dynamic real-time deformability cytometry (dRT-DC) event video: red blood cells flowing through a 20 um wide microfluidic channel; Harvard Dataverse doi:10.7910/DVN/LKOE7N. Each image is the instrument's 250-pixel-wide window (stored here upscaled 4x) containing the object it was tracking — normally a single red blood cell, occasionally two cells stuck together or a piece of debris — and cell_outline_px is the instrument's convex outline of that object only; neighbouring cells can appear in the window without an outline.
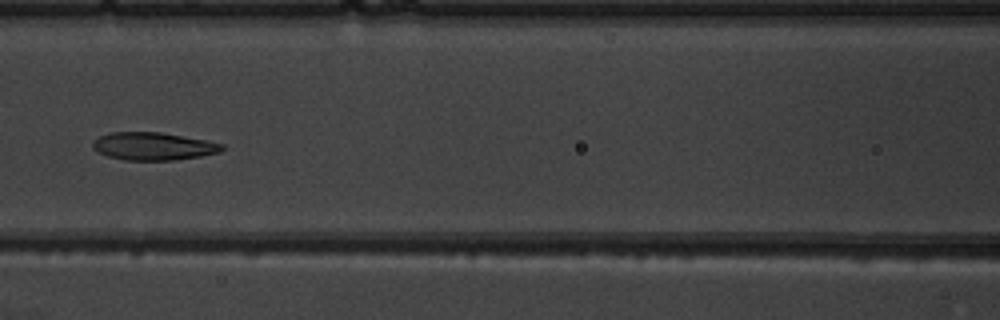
{"species": "common noctule bat (a hibernating species)", "species_latin": "Nyctalus noctula", "temperature_condition": "warm", "stored_images_in_passage": 7, "camera_frame_rate_fps": 3000, "um_per_image_px": 0.085, "animal": {"sex": "male", "body_mass_g": 19.5, "forearm_length_mm": 54.6}, "frame": {"image": 1, "passage_image": 7, "time_ms": 7.667, "image_size_px": [1000, 320], "cell_outline_px": [[224, 148], [220, 152], [200, 156], [176, 160], [124, 160], [108, 156], [92, 148], [92, 144], [100, 136], [112, 132], [160, 132], [204, 140], [224, 144]], "centroid_in_image_um": [13.04, 12.43], "position_along_channel_um": 153.6, "area_um2": 20.69}}